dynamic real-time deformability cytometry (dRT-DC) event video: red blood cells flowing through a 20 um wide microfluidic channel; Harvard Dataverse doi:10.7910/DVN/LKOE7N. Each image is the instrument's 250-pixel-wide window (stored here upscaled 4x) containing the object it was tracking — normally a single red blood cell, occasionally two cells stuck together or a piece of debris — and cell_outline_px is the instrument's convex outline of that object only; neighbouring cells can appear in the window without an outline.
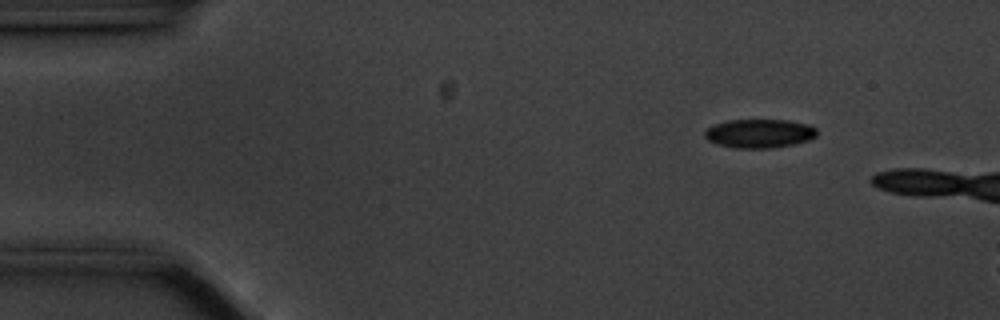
{"species": "common noctule bat (a hibernating species)", "species_latin": "Nyctalus noctula", "temperature_condition": "cold", "stored_images_in_passage": 13, "camera_frame_rate_fps": 3000, "um_per_image_px": 0.085, "animal": {"sex": "male", "body_mass_g": 20.1, "forearm_length_mm": 53.5}, "frame": {"image": 1, "passage_image": 6, "time_ms": 1.667, "image_size_px": [1000, 320], "cell_outline_px": [[816, 136], [808, 140], [796, 144], [772, 148], [736, 148], [716, 144], [708, 140], [704, 136], [704, 132], [712, 124], [728, 120], [788, 120], [808, 124], [816, 128]], "centroid_in_image_um": [64.53, 11.34], "position_along_channel_um": 20.5, "area_um2": 18.96}}